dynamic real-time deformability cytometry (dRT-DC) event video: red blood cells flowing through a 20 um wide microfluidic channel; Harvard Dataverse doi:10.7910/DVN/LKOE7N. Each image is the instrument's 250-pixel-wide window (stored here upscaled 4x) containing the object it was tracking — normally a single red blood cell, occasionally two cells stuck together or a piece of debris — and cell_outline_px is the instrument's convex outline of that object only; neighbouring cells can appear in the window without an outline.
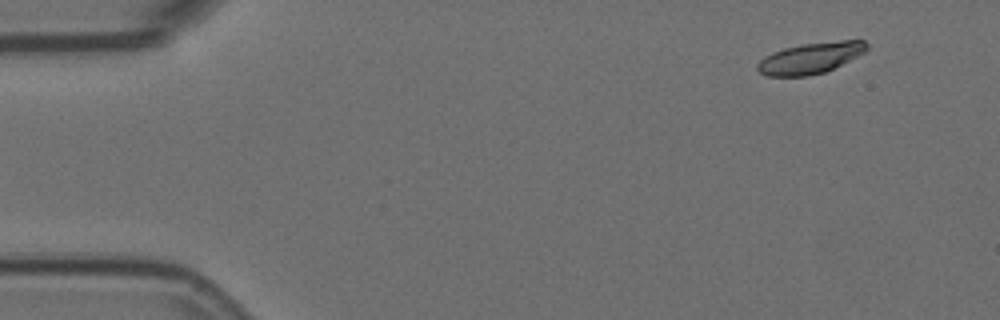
{"species": "Egyptian fruit bat (a non-hibernating species)", "species_latin": "Rousettus aegyptiacus", "temperature_condition": "room temperature", "stored_images_in_passage": 6, "camera_frame_rate_fps": 3000, "um_per_image_px": 0.085, "animal": {"sex": "female"}, "frame": {"image": 1, "passage_image": 1, "time_ms": 0.0, "image_size_px": [1000, 320], "cell_outline_px": [[868, 48], [864, 52], [824, 72], [808, 76], [768, 76], [760, 72], [756, 68], [756, 64], [764, 56], [772, 52], [784, 48], [800, 44], [840, 40], [864, 40], [868, 44]], "centroid_in_image_um": [68.85, 4.92], "position_along_channel_um": 16.1, "area_um2": 19.65}}
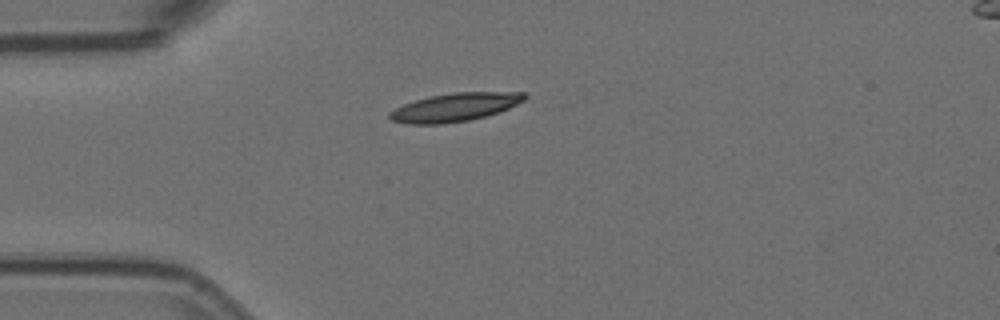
{"frame": {"image": 2, "passage_image": 4, "time_ms": 1.0, "image_size_px": [1000, 320], "cell_outline_px": [[528, 96], [524, 100], [500, 112], [468, 120], [440, 124], [408, 124], [392, 120], [388, 116], [388, 112], [404, 104], [416, 100], [432, 96], [452, 92], [524, 92]], "centroid_in_image_um": [38.67, 9.11], "position_along_channel_um": 46.3, "area_um2": 22.08}}
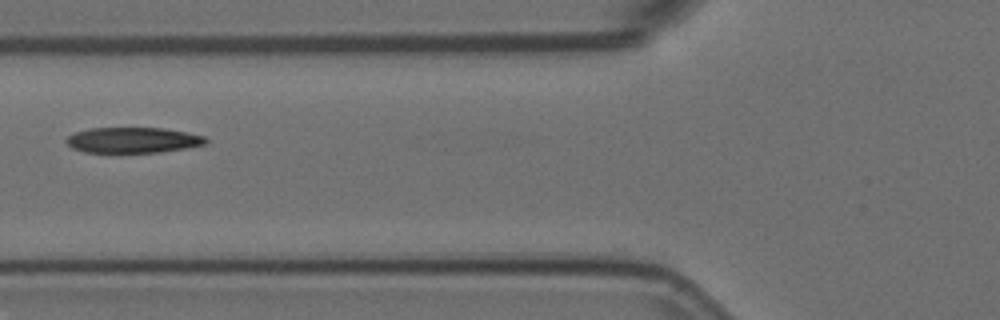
{"frame": {"image": 3, "passage_image": 6, "time_ms": 1.667, "image_size_px": [1000, 320], "cell_outline_px": [[208, 140], [204, 144], [184, 148], [160, 152], [84, 152], [72, 148], [64, 140], [68, 136], [76, 132], [88, 128], [164, 128], [204, 136]], "centroid_in_image_um": [11.25, 11.9], "position_along_channel_um": 114.5, "area_um2": 20.58}}